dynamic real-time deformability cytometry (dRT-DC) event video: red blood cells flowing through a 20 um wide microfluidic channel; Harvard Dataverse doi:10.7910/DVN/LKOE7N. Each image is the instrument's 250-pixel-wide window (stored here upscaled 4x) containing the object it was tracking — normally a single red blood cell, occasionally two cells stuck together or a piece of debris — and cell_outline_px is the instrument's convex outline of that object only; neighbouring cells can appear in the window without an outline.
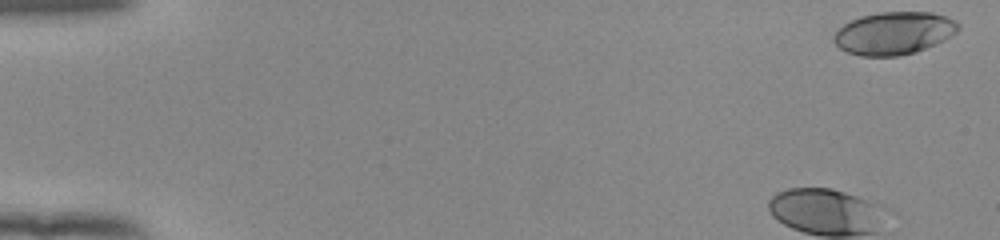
{"species": "human", "species_latin": "Homo sapiens", "temperature_condition": "room temperature", "stored_images_in_passage": 52, "camera_frame_rate_fps": 3000, "um_per_image_px": 0.085, "donor": {"sex": "female"}, "frame": {"image": 1, "passage_image": 1, "time_ms": 0.0, "image_size_px": [1000, 240], "cell_outline_px": [[960, 28], [956, 32], [944, 40], [916, 52], [900, 56], [860, 56], [848, 52], [840, 48], [832, 40], [832, 36], [844, 24], [860, 16], [880, 12], [932, 12], [956, 20], [960, 24]], "centroid_in_image_um": [75.99, 2.82], "position_along_channel_um": 9.0, "area_um2": 30.98}}
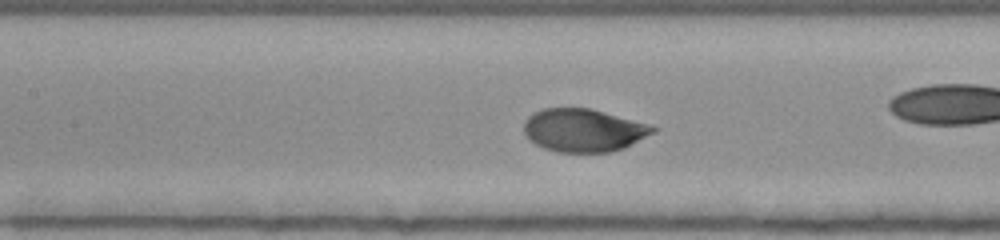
{"frame": {"image": 2, "passage_image": 23, "time_ms": 7.333, "image_size_px": [1000, 240], "cell_outline_px": [[660, 128], [656, 132], [624, 148], [608, 152], [556, 152], [544, 148], [528, 140], [524, 132], [524, 120], [532, 112], [544, 108], [592, 108], [648, 124]], "centroid_in_image_um": [49.59, 11.07], "position_along_channel_um": 157.8, "area_um2": 32.6}}
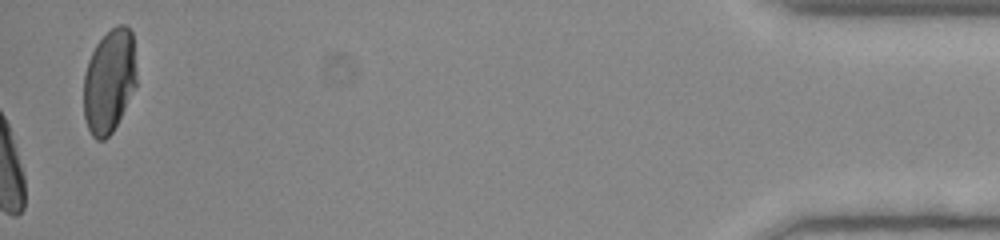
{"frame": {"image": 3, "passage_image": 52, "time_ms": 17.0, "image_size_px": [1000, 240], "cell_outline_px": [[136, 88], [112, 132], [104, 140], [96, 140], [92, 136], [88, 128], [84, 116], [84, 72], [88, 60], [96, 44], [112, 28], [120, 24], [124, 24], [132, 32], [136, 72]], "centroid_in_image_um": [9.28, 6.91], "position_along_channel_um": 425.9, "area_um2": 31.96}, "authors_computed_cell_mechanics": {"area_um2": 32.5992, "velocity_mm_per_s": 3.9063, "shape_relaxation_time_tau1_ms": 1.8407, "shape_relaxation_time_tau2_ms": null, "deformation_change_tau1": 0.1401, "deformation_change_tau2": null}}